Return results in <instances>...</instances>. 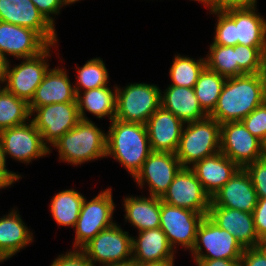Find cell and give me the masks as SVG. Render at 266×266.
Here are the masks:
<instances>
[{"instance_id": "cell-2", "label": "cell", "mask_w": 266, "mask_h": 266, "mask_svg": "<svg viewBox=\"0 0 266 266\" xmlns=\"http://www.w3.org/2000/svg\"><path fill=\"white\" fill-rule=\"evenodd\" d=\"M152 152L146 125L111 121L106 138V157L113 156L134 178Z\"/></svg>"}, {"instance_id": "cell-49", "label": "cell", "mask_w": 266, "mask_h": 266, "mask_svg": "<svg viewBox=\"0 0 266 266\" xmlns=\"http://www.w3.org/2000/svg\"><path fill=\"white\" fill-rule=\"evenodd\" d=\"M262 77H263V80H264V84H265V87H266V50L263 54V63H262Z\"/></svg>"}, {"instance_id": "cell-13", "label": "cell", "mask_w": 266, "mask_h": 266, "mask_svg": "<svg viewBox=\"0 0 266 266\" xmlns=\"http://www.w3.org/2000/svg\"><path fill=\"white\" fill-rule=\"evenodd\" d=\"M31 120L42 135V140L53 145L63 134L73 129L81 120L77 102L53 103L35 108ZM47 142V143H46Z\"/></svg>"}, {"instance_id": "cell-18", "label": "cell", "mask_w": 266, "mask_h": 266, "mask_svg": "<svg viewBox=\"0 0 266 266\" xmlns=\"http://www.w3.org/2000/svg\"><path fill=\"white\" fill-rule=\"evenodd\" d=\"M50 44L36 31L0 21V51L16 58H29L43 52Z\"/></svg>"}, {"instance_id": "cell-36", "label": "cell", "mask_w": 266, "mask_h": 266, "mask_svg": "<svg viewBox=\"0 0 266 266\" xmlns=\"http://www.w3.org/2000/svg\"><path fill=\"white\" fill-rule=\"evenodd\" d=\"M218 15L215 37L212 44L236 46L235 22L224 11H210Z\"/></svg>"}, {"instance_id": "cell-54", "label": "cell", "mask_w": 266, "mask_h": 266, "mask_svg": "<svg viewBox=\"0 0 266 266\" xmlns=\"http://www.w3.org/2000/svg\"><path fill=\"white\" fill-rule=\"evenodd\" d=\"M7 186L0 180V189L6 188Z\"/></svg>"}, {"instance_id": "cell-7", "label": "cell", "mask_w": 266, "mask_h": 266, "mask_svg": "<svg viewBox=\"0 0 266 266\" xmlns=\"http://www.w3.org/2000/svg\"><path fill=\"white\" fill-rule=\"evenodd\" d=\"M201 244L207 254L202 252ZM243 251L244 248L233 235L205 216L198 226L196 242L191 252L193 259L240 260Z\"/></svg>"}, {"instance_id": "cell-55", "label": "cell", "mask_w": 266, "mask_h": 266, "mask_svg": "<svg viewBox=\"0 0 266 266\" xmlns=\"http://www.w3.org/2000/svg\"><path fill=\"white\" fill-rule=\"evenodd\" d=\"M3 260H7L4 256L0 255V262H3Z\"/></svg>"}, {"instance_id": "cell-39", "label": "cell", "mask_w": 266, "mask_h": 266, "mask_svg": "<svg viewBox=\"0 0 266 266\" xmlns=\"http://www.w3.org/2000/svg\"><path fill=\"white\" fill-rule=\"evenodd\" d=\"M51 266H93L88 257L80 250L69 251L54 259Z\"/></svg>"}, {"instance_id": "cell-33", "label": "cell", "mask_w": 266, "mask_h": 266, "mask_svg": "<svg viewBox=\"0 0 266 266\" xmlns=\"http://www.w3.org/2000/svg\"><path fill=\"white\" fill-rule=\"evenodd\" d=\"M205 66L204 58L194 60L190 57L176 55L169 72L172 80L170 85L194 88Z\"/></svg>"}, {"instance_id": "cell-53", "label": "cell", "mask_w": 266, "mask_h": 266, "mask_svg": "<svg viewBox=\"0 0 266 266\" xmlns=\"http://www.w3.org/2000/svg\"><path fill=\"white\" fill-rule=\"evenodd\" d=\"M77 1H79V0H65V3H66V5H68V4L75 3Z\"/></svg>"}, {"instance_id": "cell-5", "label": "cell", "mask_w": 266, "mask_h": 266, "mask_svg": "<svg viewBox=\"0 0 266 266\" xmlns=\"http://www.w3.org/2000/svg\"><path fill=\"white\" fill-rule=\"evenodd\" d=\"M161 106V90L156 85L134 83L124 89L116 86L115 119L146 125Z\"/></svg>"}, {"instance_id": "cell-3", "label": "cell", "mask_w": 266, "mask_h": 266, "mask_svg": "<svg viewBox=\"0 0 266 266\" xmlns=\"http://www.w3.org/2000/svg\"><path fill=\"white\" fill-rule=\"evenodd\" d=\"M94 124L91 120H80L52 145L58 149L60 160L77 166L106 157L107 134Z\"/></svg>"}, {"instance_id": "cell-52", "label": "cell", "mask_w": 266, "mask_h": 266, "mask_svg": "<svg viewBox=\"0 0 266 266\" xmlns=\"http://www.w3.org/2000/svg\"><path fill=\"white\" fill-rule=\"evenodd\" d=\"M262 146H263V152H264V156L266 157V137L262 142Z\"/></svg>"}, {"instance_id": "cell-42", "label": "cell", "mask_w": 266, "mask_h": 266, "mask_svg": "<svg viewBox=\"0 0 266 266\" xmlns=\"http://www.w3.org/2000/svg\"><path fill=\"white\" fill-rule=\"evenodd\" d=\"M257 0H212L210 11H227L230 9L246 8L255 5Z\"/></svg>"}, {"instance_id": "cell-19", "label": "cell", "mask_w": 266, "mask_h": 266, "mask_svg": "<svg viewBox=\"0 0 266 266\" xmlns=\"http://www.w3.org/2000/svg\"><path fill=\"white\" fill-rule=\"evenodd\" d=\"M183 125L184 123L178 117L160 106L146 123L151 150L175 154Z\"/></svg>"}, {"instance_id": "cell-1", "label": "cell", "mask_w": 266, "mask_h": 266, "mask_svg": "<svg viewBox=\"0 0 266 266\" xmlns=\"http://www.w3.org/2000/svg\"><path fill=\"white\" fill-rule=\"evenodd\" d=\"M266 101L261 73L227 78L214 110L208 115L220 125L243 120Z\"/></svg>"}, {"instance_id": "cell-41", "label": "cell", "mask_w": 266, "mask_h": 266, "mask_svg": "<svg viewBox=\"0 0 266 266\" xmlns=\"http://www.w3.org/2000/svg\"><path fill=\"white\" fill-rule=\"evenodd\" d=\"M254 224L259 238L266 237V197L258 198L253 211Z\"/></svg>"}, {"instance_id": "cell-46", "label": "cell", "mask_w": 266, "mask_h": 266, "mask_svg": "<svg viewBox=\"0 0 266 266\" xmlns=\"http://www.w3.org/2000/svg\"><path fill=\"white\" fill-rule=\"evenodd\" d=\"M9 60L0 51V82L3 83Z\"/></svg>"}, {"instance_id": "cell-44", "label": "cell", "mask_w": 266, "mask_h": 266, "mask_svg": "<svg viewBox=\"0 0 266 266\" xmlns=\"http://www.w3.org/2000/svg\"><path fill=\"white\" fill-rule=\"evenodd\" d=\"M20 178L21 176L18 174L6 169V157L0 143V180L8 187L11 186L14 181H17Z\"/></svg>"}, {"instance_id": "cell-24", "label": "cell", "mask_w": 266, "mask_h": 266, "mask_svg": "<svg viewBox=\"0 0 266 266\" xmlns=\"http://www.w3.org/2000/svg\"><path fill=\"white\" fill-rule=\"evenodd\" d=\"M255 7L224 11L235 22L236 45L266 47V20L255 12Z\"/></svg>"}, {"instance_id": "cell-16", "label": "cell", "mask_w": 266, "mask_h": 266, "mask_svg": "<svg viewBox=\"0 0 266 266\" xmlns=\"http://www.w3.org/2000/svg\"><path fill=\"white\" fill-rule=\"evenodd\" d=\"M0 21L38 32L50 45H55V27L39 12L31 0H0Z\"/></svg>"}, {"instance_id": "cell-20", "label": "cell", "mask_w": 266, "mask_h": 266, "mask_svg": "<svg viewBox=\"0 0 266 266\" xmlns=\"http://www.w3.org/2000/svg\"><path fill=\"white\" fill-rule=\"evenodd\" d=\"M207 216L220 228L233 235L244 249L256 247L260 238L255 229L253 213L210 206Z\"/></svg>"}, {"instance_id": "cell-21", "label": "cell", "mask_w": 266, "mask_h": 266, "mask_svg": "<svg viewBox=\"0 0 266 266\" xmlns=\"http://www.w3.org/2000/svg\"><path fill=\"white\" fill-rule=\"evenodd\" d=\"M204 191L212 198L240 168L221 151L197 161L190 167Z\"/></svg>"}, {"instance_id": "cell-31", "label": "cell", "mask_w": 266, "mask_h": 266, "mask_svg": "<svg viewBox=\"0 0 266 266\" xmlns=\"http://www.w3.org/2000/svg\"><path fill=\"white\" fill-rule=\"evenodd\" d=\"M29 104L0 87V131L30 121Z\"/></svg>"}, {"instance_id": "cell-26", "label": "cell", "mask_w": 266, "mask_h": 266, "mask_svg": "<svg viewBox=\"0 0 266 266\" xmlns=\"http://www.w3.org/2000/svg\"><path fill=\"white\" fill-rule=\"evenodd\" d=\"M32 233L14 209L0 218V255L6 259L32 242Z\"/></svg>"}, {"instance_id": "cell-12", "label": "cell", "mask_w": 266, "mask_h": 266, "mask_svg": "<svg viewBox=\"0 0 266 266\" xmlns=\"http://www.w3.org/2000/svg\"><path fill=\"white\" fill-rule=\"evenodd\" d=\"M220 151L240 168L264 156L262 141L241 121L221 124Z\"/></svg>"}, {"instance_id": "cell-30", "label": "cell", "mask_w": 266, "mask_h": 266, "mask_svg": "<svg viewBox=\"0 0 266 266\" xmlns=\"http://www.w3.org/2000/svg\"><path fill=\"white\" fill-rule=\"evenodd\" d=\"M83 199L84 196L74 189L57 193L50 203V211L57 224L74 227L80 214Z\"/></svg>"}, {"instance_id": "cell-51", "label": "cell", "mask_w": 266, "mask_h": 266, "mask_svg": "<svg viewBox=\"0 0 266 266\" xmlns=\"http://www.w3.org/2000/svg\"><path fill=\"white\" fill-rule=\"evenodd\" d=\"M195 1H200L201 3L203 2V4H205L206 6H210L211 5V3H212V0H195Z\"/></svg>"}, {"instance_id": "cell-38", "label": "cell", "mask_w": 266, "mask_h": 266, "mask_svg": "<svg viewBox=\"0 0 266 266\" xmlns=\"http://www.w3.org/2000/svg\"><path fill=\"white\" fill-rule=\"evenodd\" d=\"M245 170L248 172L258 198L266 197V157L247 164Z\"/></svg>"}, {"instance_id": "cell-50", "label": "cell", "mask_w": 266, "mask_h": 266, "mask_svg": "<svg viewBox=\"0 0 266 266\" xmlns=\"http://www.w3.org/2000/svg\"><path fill=\"white\" fill-rule=\"evenodd\" d=\"M103 266H135V263L133 261H126V262H121V263L103 264Z\"/></svg>"}, {"instance_id": "cell-43", "label": "cell", "mask_w": 266, "mask_h": 266, "mask_svg": "<svg viewBox=\"0 0 266 266\" xmlns=\"http://www.w3.org/2000/svg\"><path fill=\"white\" fill-rule=\"evenodd\" d=\"M241 266H266V258L255 248H245L240 258Z\"/></svg>"}, {"instance_id": "cell-34", "label": "cell", "mask_w": 266, "mask_h": 266, "mask_svg": "<svg viewBox=\"0 0 266 266\" xmlns=\"http://www.w3.org/2000/svg\"><path fill=\"white\" fill-rule=\"evenodd\" d=\"M77 84L73 85L76 95L81 92L94 88L107 86L109 76L105 64L100 58H93L86 62V64L77 70Z\"/></svg>"}, {"instance_id": "cell-17", "label": "cell", "mask_w": 266, "mask_h": 266, "mask_svg": "<svg viewBox=\"0 0 266 266\" xmlns=\"http://www.w3.org/2000/svg\"><path fill=\"white\" fill-rule=\"evenodd\" d=\"M258 196L245 168H239L231 179L211 198L210 206H221L253 213Z\"/></svg>"}, {"instance_id": "cell-23", "label": "cell", "mask_w": 266, "mask_h": 266, "mask_svg": "<svg viewBox=\"0 0 266 266\" xmlns=\"http://www.w3.org/2000/svg\"><path fill=\"white\" fill-rule=\"evenodd\" d=\"M137 238L132 237V261L135 264L158 263L174 259V250L160 227L140 231Z\"/></svg>"}, {"instance_id": "cell-32", "label": "cell", "mask_w": 266, "mask_h": 266, "mask_svg": "<svg viewBox=\"0 0 266 266\" xmlns=\"http://www.w3.org/2000/svg\"><path fill=\"white\" fill-rule=\"evenodd\" d=\"M209 49L208 57L205 58L207 68L225 78L238 76L237 45L221 46L211 44Z\"/></svg>"}, {"instance_id": "cell-8", "label": "cell", "mask_w": 266, "mask_h": 266, "mask_svg": "<svg viewBox=\"0 0 266 266\" xmlns=\"http://www.w3.org/2000/svg\"><path fill=\"white\" fill-rule=\"evenodd\" d=\"M93 266L132 261V237L114 223L80 249Z\"/></svg>"}, {"instance_id": "cell-9", "label": "cell", "mask_w": 266, "mask_h": 266, "mask_svg": "<svg viewBox=\"0 0 266 266\" xmlns=\"http://www.w3.org/2000/svg\"><path fill=\"white\" fill-rule=\"evenodd\" d=\"M49 45L40 54L24 58L23 62L16 67L10 69L8 62L6 74L3 82L7 81L4 88L16 97L25 100L28 104L33 99L36 89L43 80L44 75L49 70V65L45 62L50 56Z\"/></svg>"}, {"instance_id": "cell-27", "label": "cell", "mask_w": 266, "mask_h": 266, "mask_svg": "<svg viewBox=\"0 0 266 266\" xmlns=\"http://www.w3.org/2000/svg\"><path fill=\"white\" fill-rule=\"evenodd\" d=\"M161 199L159 197H125V219L140 231L160 227Z\"/></svg>"}, {"instance_id": "cell-40", "label": "cell", "mask_w": 266, "mask_h": 266, "mask_svg": "<svg viewBox=\"0 0 266 266\" xmlns=\"http://www.w3.org/2000/svg\"><path fill=\"white\" fill-rule=\"evenodd\" d=\"M43 17L53 26L54 20L50 14H59L61 6L66 5L65 0H31Z\"/></svg>"}, {"instance_id": "cell-6", "label": "cell", "mask_w": 266, "mask_h": 266, "mask_svg": "<svg viewBox=\"0 0 266 266\" xmlns=\"http://www.w3.org/2000/svg\"><path fill=\"white\" fill-rule=\"evenodd\" d=\"M111 190L108 188L100 192L88 202L86 198L83 199L80 214L74 226L76 229L75 250L81 249L98 233L114 224L112 216L115 206Z\"/></svg>"}, {"instance_id": "cell-37", "label": "cell", "mask_w": 266, "mask_h": 266, "mask_svg": "<svg viewBox=\"0 0 266 266\" xmlns=\"http://www.w3.org/2000/svg\"><path fill=\"white\" fill-rule=\"evenodd\" d=\"M241 122L253 136L263 142L266 137V101L241 120Z\"/></svg>"}, {"instance_id": "cell-28", "label": "cell", "mask_w": 266, "mask_h": 266, "mask_svg": "<svg viewBox=\"0 0 266 266\" xmlns=\"http://www.w3.org/2000/svg\"><path fill=\"white\" fill-rule=\"evenodd\" d=\"M77 94L76 101L81 120H89L85 116V110L102 118L109 116L112 121L116 115V87L114 92L107 86L94 88Z\"/></svg>"}, {"instance_id": "cell-45", "label": "cell", "mask_w": 266, "mask_h": 266, "mask_svg": "<svg viewBox=\"0 0 266 266\" xmlns=\"http://www.w3.org/2000/svg\"><path fill=\"white\" fill-rule=\"evenodd\" d=\"M197 266H241L240 260L194 259Z\"/></svg>"}, {"instance_id": "cell-14", "label": "cell", "mask_w": 266, "mask_h": 266, "mask_svg": "<svg viewBox=\"0 0 266 266\" xmlns=\"http://www.w3.org/2000/svg\"><path fill=\"white\" fill-rule=\"evenodd\" d=\"M28 123L0 131V143L5 157L10 155L17 161L30 163L34 158L50 153L33 122Z\"/></svg>"}, {"instance_id": "cell-15", "label": "cell", "mask_w": 266, "mask_h": 266, "mask_svg": "<svg viewBox=\"0 0 266 266\" xmlns=\"http://www.w3.org/2000/svg\"><path fill=\"white\" fill-rule=\"evenodd\" d=\"M181 167L176 154L152 151L134 179L140 187L147 182L150 196L161 198Z\"/></svg>"}, {"instance_id": "cell-10", "label": "cell", "mask_w": 266, "mask_h": 266, "mask_svg": "<svg viewBox=\"0 0 266 266\" xmlns=\"http://www.w3.org/2000/svg\"><path fill=\"white\" fill-rule=\"evenodd\" d=\"M164 203L208 215L211 197L204 191L192 169L181 167L165 194L160 198Z\"/></svg>"}, {"instance_id": "cell-22", "label": "cell", "mask_w": 266, "mask_h": 266, "mask_svg": "<svg viewBox=\"0 0 266 266\" xmlns=\"http://www.w3.org/2000/svg\"><path fill=\"white\" fill-rule=\"evenodd\" d=\"M74 86L72 87L68 74L61 68L50 69L36 89L29 103L30 113L37 107L53 103L77 102Z\"/></svg>"}, {"instance_id": "cell-35", "label": "cell", "mask_w": 266, "mask_h": 266, "mask_svg": "<svg viewBox=\"0 0 266 266\" xmlns=\"http://www.w3.org/2000/svg\"><path fill=\"white\" fill-rule=\"evenodd\" d=\"M266 47L237 45L238 76L262 72L263 54Z\"/></svg>"}, {"instance_id": "cell-48", "label": "cell", "mask_w": 266, "mask_h": 266, "mask_svg": "<svg viewBox=\"0 0 266 266\" xmlns=\"http://www.w3.org/2000/svg\"><path fill=\"white\" fill-rule=\"evenodd\" d=\"M256 248L264 255L266 258V237L260 238Z\"/></svg>"}, {"instance_id": "cell-4", "label": "cell", "mask_w": 266, "mask_h": 266, "mask_svg": "<svg viewBox=\"0 0 266 266\" xmlns=\"http://www.w3.org/2000/svg\"><path fill=\"white\" fill-rule=\"evenodd\" d=\"M221 125L207 116L206 118L187 123L182 130L176 157L182 167H189L195 162L220 151Z\"/></svg>"}, {"instance_id": "cell-25", "label": "cell", "mask_w": 266, "mask_h": 266, "mask_svg": "<svg viewBox=\"0 0 266 266\" xmlns=\"http://www.w3.org/2000/svg\"><path fill=\"white\" fill-rule=\"evenodd\" d=\"M161 106L185 124L208 116L200 107L194 88L169 85L164 94H161Z\"/></svg>"}, {"instance_id": "cell-11", "label": "cell", "mask_w": 266, "mask_h": 266, "mask_svg": "<svg viewBox=\"0 0 266 266\" xmlns=\"http://www.w3.org/2000/svg\"><path fill=\"white\" fill-rule=\"evenodd\" d=\"M205 216L193 210L175 207L161 202L160 228L166 234L169 245L175 250V245L181 244L192 251L197 229Z\"/></svg>"}, {"instance_id": "cell-29", "label": "cell", "mask_w": 266, "mask_h": 266, "mask_svg": "<svg viewBox=\"0 0 266 266\" xmlns=\"http://www.w3.org/2000/svg\"><path fill=\"white\" fill-rule=\"evenodd\" d=\"M226 79L206 66L199 74L194 91L200 107L207 115L214 110Z\"/></svg>"}, {"instance_id": "cell-47", "label": "cell", "mask_w": 266, "mask_h": 266, "mask_svg": "<svg viewBox=\"0 0 266 266\" xmlns=\"http://www.w3.org/2000/svg\"><path fill=\"white\" fill-rule=\"evenodd\" d=\"M174 259L171 260H166L163 262H158V263H144V264H135V266H174L173 261Z\"/></svg>"}]
</instances>
